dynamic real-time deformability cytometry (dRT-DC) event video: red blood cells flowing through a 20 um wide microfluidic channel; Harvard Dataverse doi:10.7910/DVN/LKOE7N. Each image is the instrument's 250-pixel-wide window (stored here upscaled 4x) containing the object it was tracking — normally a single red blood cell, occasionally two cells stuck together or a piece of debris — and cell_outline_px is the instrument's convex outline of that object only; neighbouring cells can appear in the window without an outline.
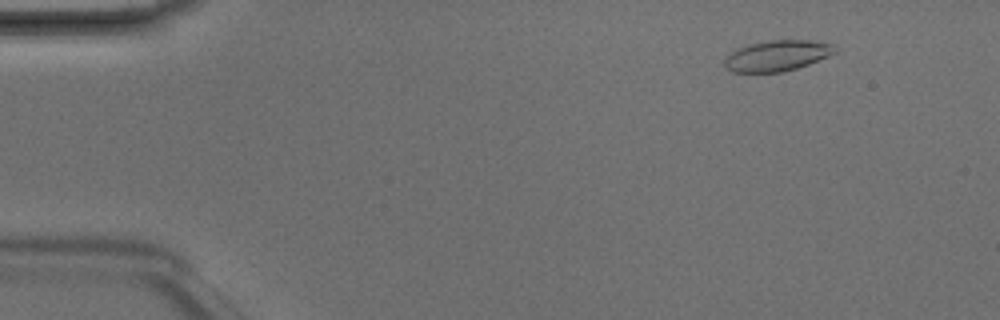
{"species": "Egyptian fruit bat (a non-hibernating species)", "species_latin": "Rousettus aegyptiacus", "temperature_condition": "room temperature", "stored_images_in_passage": 4, "camera_frame_rate_fps": 3000, "um_per_image_px": 0.085, "animal": {"sex": "male"}, "frame": {"image": 1, "passage_image": 1, "time_ms": 0.0, "image_size_px": [1000, 320], "cell_outline_px": [[836, 52], [828, 56], [808, 64], [784, 72], [732, 72], [724, 64], [724, 60], [736, 48], [748, 44], [768, 40], [808, 40], [832, 44], [836, 48]], "centroid_in_image_um": [66.04, 4.73], "position_along_channel_um": 19.0, "area_um2": 19.65}}